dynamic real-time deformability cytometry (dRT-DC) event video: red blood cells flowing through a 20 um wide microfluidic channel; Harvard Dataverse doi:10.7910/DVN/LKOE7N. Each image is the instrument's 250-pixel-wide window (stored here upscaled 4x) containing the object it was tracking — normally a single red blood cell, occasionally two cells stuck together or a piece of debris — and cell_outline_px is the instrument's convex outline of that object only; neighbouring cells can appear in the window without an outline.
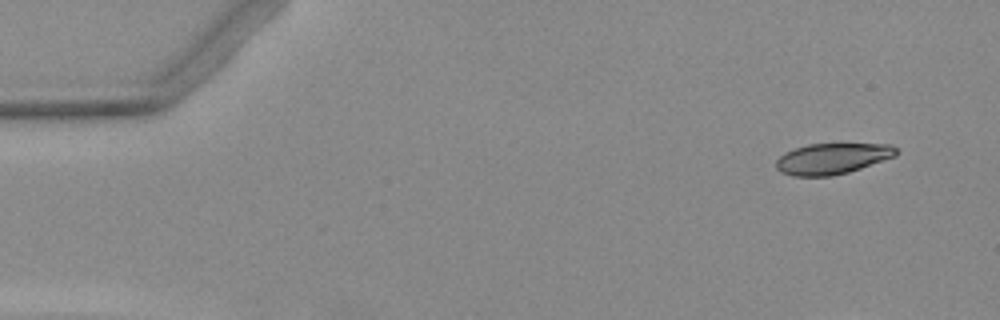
{"species": "Egyptian fruit bat (a non-hibernating species)", "species_latin": "Rousettus aegyptiacus", "temperature_condition": "warm", "stored_images_in_passage": 5, "camera_frame_rate_fps": 3000, "um_per_image_px": 0.085, "animal": {"sex": "female"}, "frame": {"image": 1, "passage_image": 1, "time_ms": 0.0, "image_size_px": [1000, 320], "cell_outline_px": [[900, 152], [896, 156], [848, 172], [832, 176], [792, 176], [780, 172], [776, 168], [776, 160], [784, 152], [808, 144], [892, 144]], "centroid_in_image_um": [70.74, 13.48], "position_along_channel_um": 14.3, "area_um2": 21.68}}
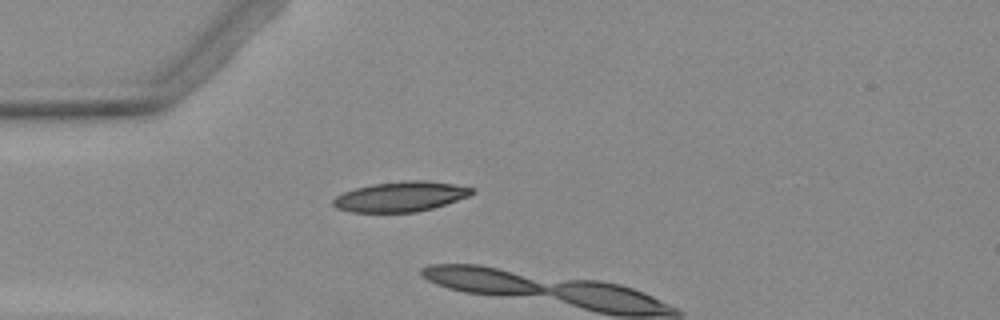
{"frame": {"image": 2, "passage_image": 4, "time_ms": 3.667, "image_size_px": [1000, 320], "cell_outline_px": [[476, 192], [468, 196], [432, 208], [416, 212], [348, 212], [336, 208], [332, 204], [332, 200], [336, 196], [344, 192], [356, 188], [372, 184], [404, 180], [428, 180], [476, 188]], "centroid_in_image_um": [34.04, 16.7], "position_along_channel_um": 51.0, "area_um2": 24.33}}